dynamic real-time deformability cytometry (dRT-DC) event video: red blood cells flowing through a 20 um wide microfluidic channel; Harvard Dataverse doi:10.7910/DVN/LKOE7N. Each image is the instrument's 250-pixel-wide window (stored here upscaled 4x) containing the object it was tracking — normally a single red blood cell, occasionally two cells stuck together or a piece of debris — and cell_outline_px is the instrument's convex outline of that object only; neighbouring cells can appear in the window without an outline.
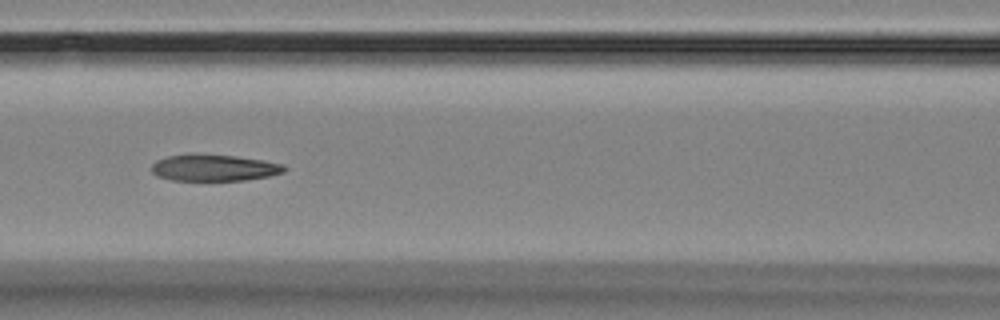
{"species": "Egyptian fruit bat (a non-hibernating species)", "species_latin": "Rousettus aegyptiacus", "temperature_condition": "room temperature", "stored_images_in_passage": 5, "camera_frame_rate_fps": 3000, "um_per_image_px": 0.085, "animal": {"sex": "female"}, "frame": {"image": 1, "passage_image": 4, "time_ms": 4.0, "image_size_px": [1000, 320], "cell_outline_px": [[288, 168], [284, 172], [268, 176], [244, 180], [172, 180], [156, 176], [152, 172], [152, 164], [156, 160], [168, 156], [192, 152], [196, 152], [236, 156], [264, 160], [284, 164]], "centroid_in_image_um": [18.18, 14.23], "position_along_channel_um": 148.4, "area_um2": 20.98}}
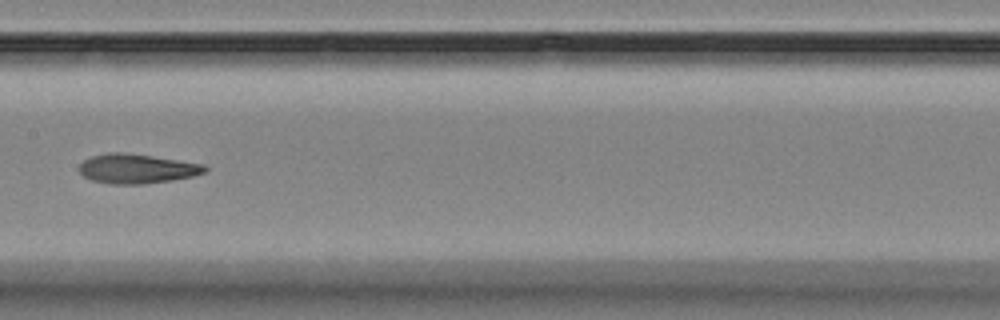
{"frame": {"image": 2, "passage_image": 5, "time_ms": 5.333, "image_size_px": [1000, 320], "cell_outline_px": [[208, 168], [204, 172], [192, 176], [172, 180], [144, 184], [112, 184], [92, 180], [84, 176], [80, 172], [80, 164], [84, 160], [92, 156], [108, 152], [124, 152], [152, 156], [204, 164]], "centroid_in_image_um": [11.63, 14.33], "position_along_channel_um": 195.8, "area_um2": 21.44}}